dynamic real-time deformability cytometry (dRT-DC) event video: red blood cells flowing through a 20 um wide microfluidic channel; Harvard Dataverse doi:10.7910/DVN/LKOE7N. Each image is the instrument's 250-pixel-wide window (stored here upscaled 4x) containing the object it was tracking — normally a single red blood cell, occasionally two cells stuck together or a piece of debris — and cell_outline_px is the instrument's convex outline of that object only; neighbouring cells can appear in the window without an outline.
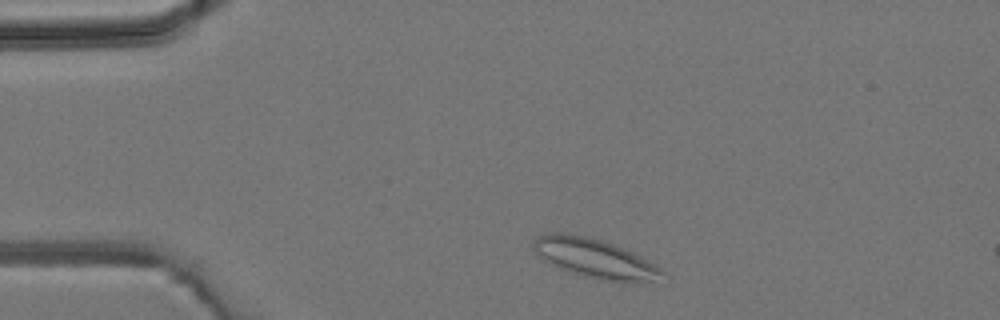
{"species": "common noctule bat (a hibernating species)", "species_latin": "Nyctalus noctula", "temperature_condition": "room temperature", "stored_images_in_passage": 3, "camera_frame_rate_fps": 3000, "um_per_image_px": 0.085, "animal": {"sex": "male", "body_mass_g": 19.2, "forearm_length_mm": 51.8}, "frame": {"image": 1, "passage_image": 1, "time_ms": 0.0, "image_size_px": [1000, 320], "cell_outline_px": [[668, 272], [652, 280], [640, 284], [600, 280], [572, 272], [552, 264], [540, 256], [532, 248], [532, 244], [540, 236], [552, 232], [560, 232], [588, 236], [612, 244], [632, 252], [640, 256]], "centroid_in_image_um": [50.6, 21.97], "position_along_channel_um": 34.4, "area_um2": 29.07}}